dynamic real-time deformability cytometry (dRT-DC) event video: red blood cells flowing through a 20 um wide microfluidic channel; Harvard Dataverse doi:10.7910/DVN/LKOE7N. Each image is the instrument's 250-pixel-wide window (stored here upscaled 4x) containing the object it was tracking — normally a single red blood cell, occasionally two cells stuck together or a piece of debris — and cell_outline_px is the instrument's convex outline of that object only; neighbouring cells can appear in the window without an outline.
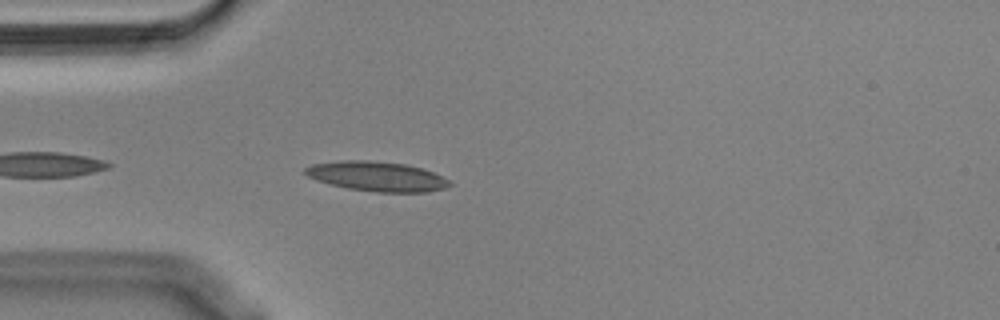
{"species": "Egyptian fruit bat (a non-hibernating species)", "species_latin": "Rousettus aegyptiacus", "temperature_condition": "cold", "stored_images_in_passage": 17, "camera_frame_rate_fps": 3000, "um_per_image_px": 0.085, "animal": {"sex": "male"}, "frame": {"image": 1, "passage_image": 3, "time_ms": 0.667, "image_size_px": [1000, 320], "cell_outline_px": [[452, 184], [444, 188], [428, 192], [376, 192], [348, 188], [316, 180], [308, 176], [304, 172], [304, 168], [312, 164], [340, 160], [368, 160], [404, 164], [420, 168], [432, 172], [452, 180]], "centroid_in_image_um": [32.04, 14.99], "position_along_channel_um": 53.0, "area_um2": 24.91}}
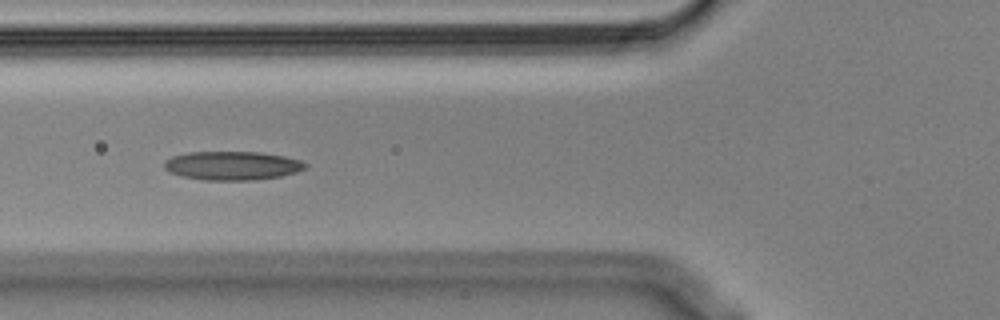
{"frame": {"image": 2, "passage_image": 8, "time_ms": 2.333, "image_size_px": [1000, 320], "cell_outline_px": [[308, 164], [304, 168], [296, 172], [280, 176], [252, 180], [204, 180], [184, 176], [168, 172], [164, 168], [164, 160], [172, 156], [188, 152], [260, 152], [284, 156], [300, 160]], "centroid_in_image_um": [19.71, 14.07], "position_along_channel_um": 106.1, "area_um2": 23.58}}